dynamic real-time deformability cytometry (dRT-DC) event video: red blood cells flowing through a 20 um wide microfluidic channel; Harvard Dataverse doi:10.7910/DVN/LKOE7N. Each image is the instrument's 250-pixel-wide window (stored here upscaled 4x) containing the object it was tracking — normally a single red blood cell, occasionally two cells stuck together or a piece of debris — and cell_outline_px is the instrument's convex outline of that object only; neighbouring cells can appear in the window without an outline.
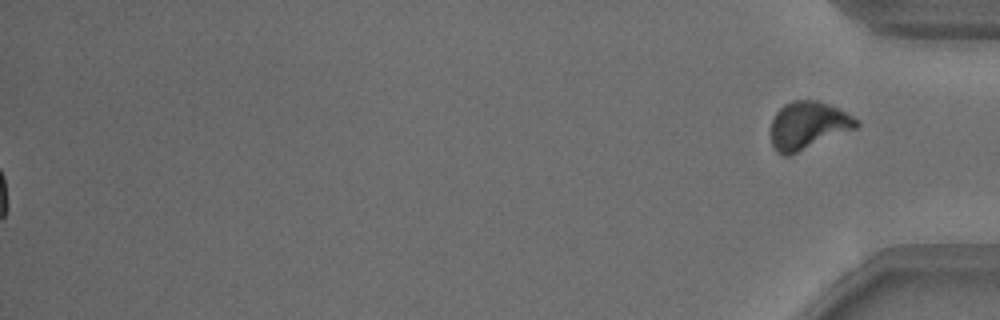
{"species": "common noctule bat (a hibernating species)", "species_latin": "Nyctalus noctula", "temperature_condition": "warm", "stored_images_in_passage": 53, "segment_of_instrument_passage": [2, 2], "camera_frame_rate_fps": 3000, "um_per_image_px": 0.085, "animal": {"sex": "male", "body_mass_g": 18.8}, "frame": {"image": 1, "passage_image": 53, "time_ms": 17.333, "image_size_px": [1000, 320], "cell_outline_px": [[860, 124], [856, 128], [788, 156], [784, 156], [776, 152], [772, 148], [772, 120], [776, 112], [784, 104], [792, 100], [820, 100], [860, 120]], "centroid_in_image_um": [68.67, 10.66], "position_along_channel_um": 366.5, "area_um2": 23.64}}